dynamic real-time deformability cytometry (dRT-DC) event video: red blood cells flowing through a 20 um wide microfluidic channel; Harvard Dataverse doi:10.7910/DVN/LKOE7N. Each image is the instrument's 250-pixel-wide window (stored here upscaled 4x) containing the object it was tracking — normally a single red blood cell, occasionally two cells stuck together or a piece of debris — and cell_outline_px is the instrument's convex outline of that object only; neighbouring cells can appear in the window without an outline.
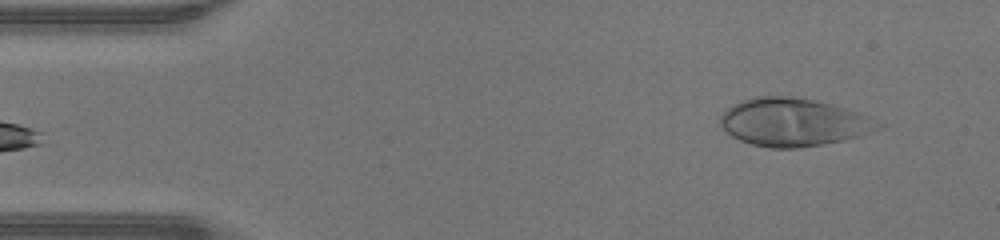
{"species": "human", "species_latin": "Homo sapiens", "temperature_condition": "warm", "stored_images_in_passage": 43, "camera_frame_rate_fps": 3000, "um_per_image_px": 0.085, "donor": {"sex": "male"}, "frame": {"image": 1, "passage_image": 1, "time_ms": 0.0, "image_size_px": [1000, 240], "cell_outline_px": [[888, 124], [880, 128], [860, 136], [844, 140], [800, 148], [772, 148], [752, 144], [740, 140], [732, 136], [720, 124], [720, 116], [732, 104], [756, 96], [792, 96], [812, 100], [860, 112]], "centroid_in_image_um": [67.48, 10.39], "position_along_channel_um": 17.5, "area_um2": 44.04}}
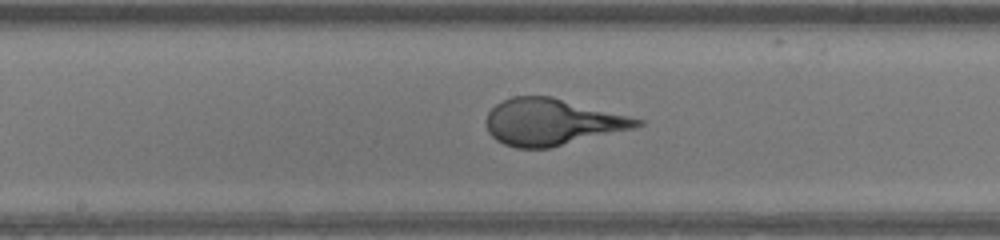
{"frame": {"image": 2, "passage_image": 20, "time_ms": 6.333, "image_size_px": [1000, 240], "cell_outline_px": [[644, 124], [636, 128], [548, 148], [516, 148], [504, 144], [496, 140], [488, 132], [484, 124], [484, 120], [488, 112], [496, 104], [512, 96], [552, 96], [644, 120]], "centroid_in_image_um": [46.88, 10.37], "position_along_channel_um": 201.3, "area_um2": 40.98}}
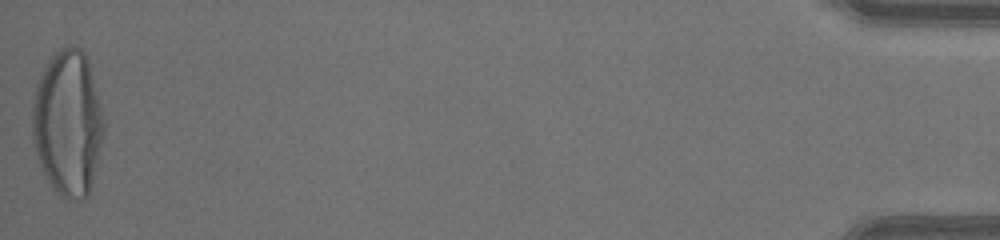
{"frame": {"image": 3, "passage_image": 43, "time_ms": 14.0, "image_size_px": [1000, 240], "cell_outline_px": [[104, 128], [92, 180], [88, 196], [84, 200], [68, 200], [60, 196], [52, 188], [40, 168], [36, 156], [32, 136], [32, 108], [36, 88], [40, 76], [52, 52], [64, 44], [72, 44], [80, 48], [84, 52], [88, 60], [104, 116]], "centroid_in_image_um": [5.74, 10.44], "position_along_channel_um": 429.5, "area_um2": 61.15}}